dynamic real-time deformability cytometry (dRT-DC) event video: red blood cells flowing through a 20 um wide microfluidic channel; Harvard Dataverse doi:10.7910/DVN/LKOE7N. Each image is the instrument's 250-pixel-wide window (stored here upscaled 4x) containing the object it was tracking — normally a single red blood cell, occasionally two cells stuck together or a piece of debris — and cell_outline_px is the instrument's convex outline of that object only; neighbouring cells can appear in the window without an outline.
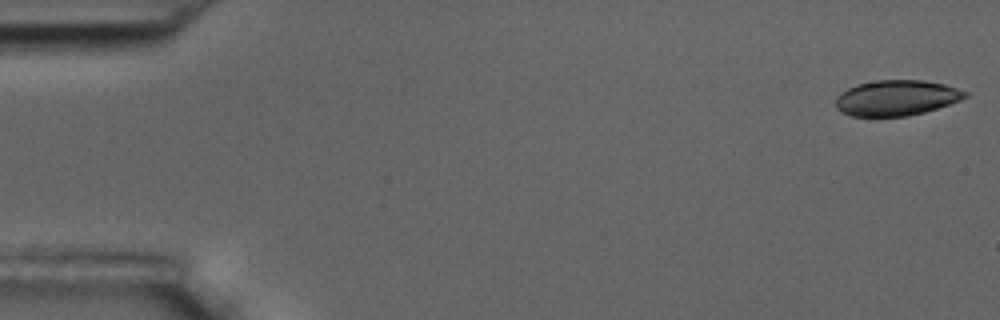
{"species": "common noctule bat (a hibernating species)", "species_latin": "Nyctalus noctula", "temperature_condition": "room temperature", "stored_images_in_passage": 6, "camera_frame_rate_fps": 3000, "um_per_image_px": 0.085, "animal": {"sex": "male", "body_mass_g": 17.5, "forearm_length_mm": 52.3}, "frame": {"image": 1, "passage_image": 1, "time_ms": 0.0, "image_size_px": [1000, 320], "cell_outline_px": [[968, 96], [960, 100], [924, 112], [908, 116], [852, 116], [836, 108], [836, 96], [840, 92], [856, 84], [876, 80], [924, 80], [944, 84], [968, 92]], "centroid_in_image_um": [76.18, 8.31], "position_along_channel_um": 8.8, "area_um2": 26.7}}
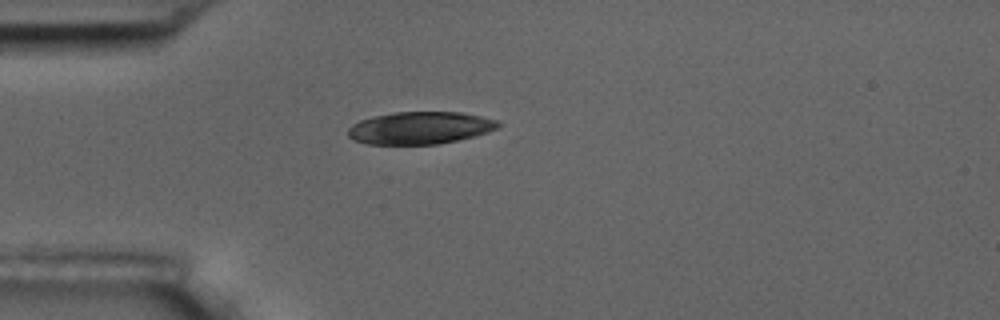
{"frame": {"image": 2, "passage_image": 5, "time_ms": 4.667, "image_size_px": [1000, 320], "cell_outline_px": [[500, 124], [496, 128], [488, 132], [476, 136], [440, 144], [368, 144], [352, 140], [348, 136], [348, 128], [352, 124], [360, 120], [372, 116], [396, 112], [460, 112], [480, 116], [496, 120]], "centroid_in_image_um": [35.67, 10.87], "position_along_channel_um": 49.3, "area_um2": 28.38}}